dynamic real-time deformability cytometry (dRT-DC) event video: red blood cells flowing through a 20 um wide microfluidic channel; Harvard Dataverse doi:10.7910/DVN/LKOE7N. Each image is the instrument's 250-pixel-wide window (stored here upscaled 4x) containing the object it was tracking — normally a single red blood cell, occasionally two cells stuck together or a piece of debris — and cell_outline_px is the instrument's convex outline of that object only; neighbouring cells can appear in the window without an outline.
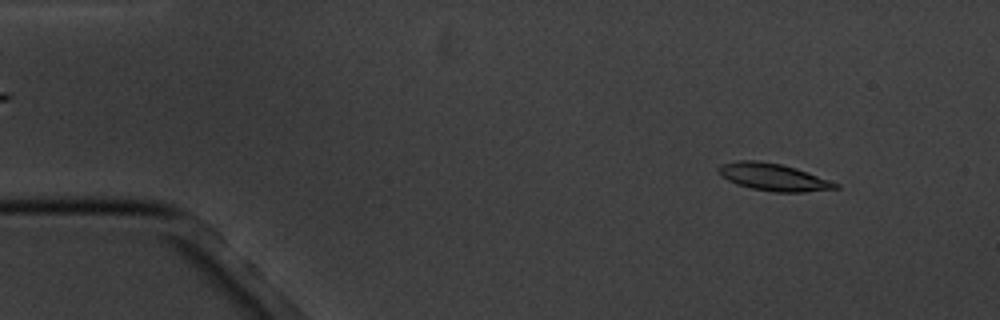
{"species": "common noctule bat (a hibernating species)", "species_latin": "Nyctalus noctula", "temperature_condition": "cold", "stored_images_in_passage": 4, "segment_of_instrument_passage": [1, 2], "camera_frame_rate_fps": 3000, "um_per_image_px": 0.085, "animal": {"sex": "male", "body_mass_g": 20.1, "forearm_length_mm": 53.5}, "frame": {"image": 1, "passage_image": 1, "time_ms": 0.0, "image_size_px": [1000, 320], "cell_outline_px": [[840, 188], [804, 192], [772, 192], [752, 188], [736, 184], [720, 176], [716, 168], [720, 164], [736, 160], [756, 160], [780, 164], [796, 168], [840, 184]], "centroid_in_image_um": [65.69, 15.05], "position_along_channel_um": 19.3, "area_um2": 18.67}}
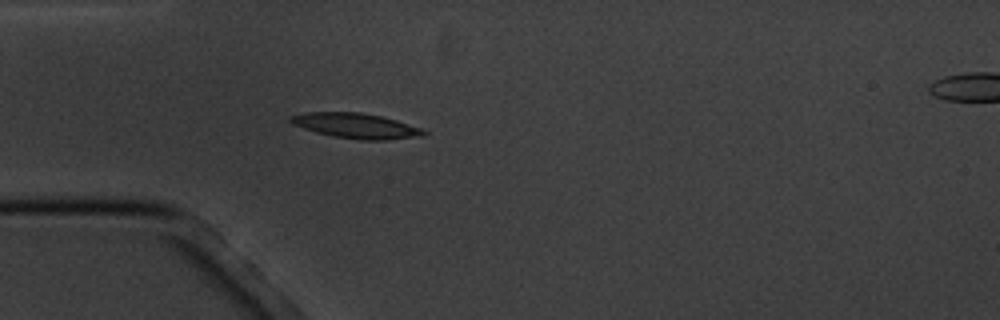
{"frame": {"image": 2, "passage_image": 3, "time_ms": 3.333, "image_size_px": [1000, 320], "cell_outline_px": [[428, 132], [424, 136], [388, 140], [360, 140], [332, 136], [316, 132], [292, 124], [288, 120], [288, 116], [304, 112], [360, 112], [380, 116], [396, 120], [420, 128]], "centroid_in_image_um": [30.23, 10.69], "position_along_channel_um": 54.8, "area_um2": 19.59}}